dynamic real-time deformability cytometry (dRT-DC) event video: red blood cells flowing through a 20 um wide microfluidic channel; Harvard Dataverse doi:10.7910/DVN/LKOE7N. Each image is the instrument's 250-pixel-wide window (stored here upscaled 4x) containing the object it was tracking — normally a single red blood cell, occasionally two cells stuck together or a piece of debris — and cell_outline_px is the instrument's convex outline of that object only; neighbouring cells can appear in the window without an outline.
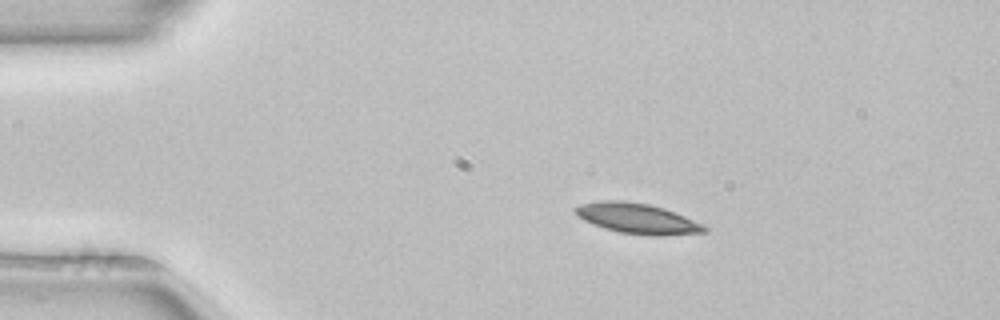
{"species": "common noctule bat (a hibernating species)", "species_latin": "Nyctalus noctula", "temperature_condition": "room temperature", "stored_images_in_passage": 43, "camera_frame_rate_fps": 3000, "um_per_image_px": 0.085, "animal": {"sex": "female", "body_mass_g": 22.7, "forearm_length_mm": 54.2}, "frame": {"image": 1, "passage_image": 1, "time_ms": 0.0, "image_size_px": [1000, 320], "cell_outline_px": [[708, 232], [660, 236], [652, 236], [620, 232], [604, 228], [584, 220], [572, 208], [580, 204], [600, 200], [624, 200], [648, 204], [664, 208], [684, 216], [708, 228]], "centroid_in_image_um": [54.16, 18.56], "position_along_channel_um": 30.8, "area_um2": 22.66}}
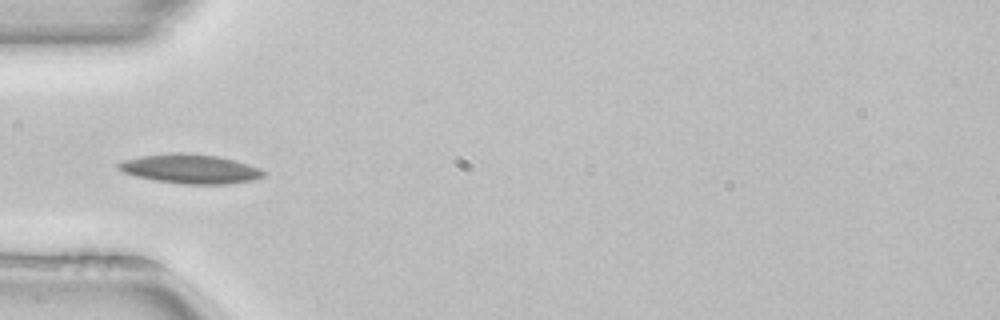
{"frame": {"image": 2, "passage_image": 8, "time_ms": 2.333, "image_size_px": [1000, 320], "cell_outline_px": [[264, 176], [252, 180], [228, 184], [184, 184], [156, 180], [136, 176], [124, 172], [116, 168], [116, 164], [124, 160], [140, 156], [172, 152], [188, 152], [216, 156], [248, 164], [260, 168], [264, 172]], "centroid_in_image_um": [16.15, 14.34], "position_along_channel_um": 68.9, "area_um2": 24.68}}
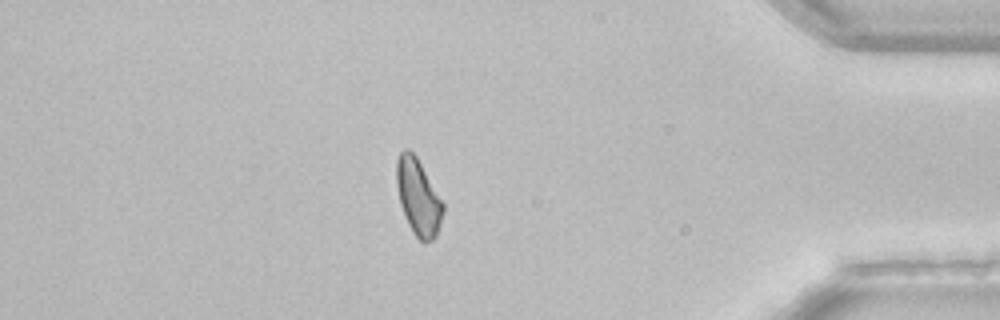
{"frame": {"image": 3, "passage_image": 36, "time_ms": 11.667, "image_size_px": [1000, 320], "cell_outline_px": [[444, 212], [436, 236], [432, 240], [424, 244], [412, 232], [404, 216], [400, 204], [396, 184], [396, 160], [400, 152], [404, 148], [408, 148], [416, 156], [444, 204]], "centroid_in_image_um": [35.53, 16.77], "position_along_channel_um": 399.7, "area_um2": 20.75}}